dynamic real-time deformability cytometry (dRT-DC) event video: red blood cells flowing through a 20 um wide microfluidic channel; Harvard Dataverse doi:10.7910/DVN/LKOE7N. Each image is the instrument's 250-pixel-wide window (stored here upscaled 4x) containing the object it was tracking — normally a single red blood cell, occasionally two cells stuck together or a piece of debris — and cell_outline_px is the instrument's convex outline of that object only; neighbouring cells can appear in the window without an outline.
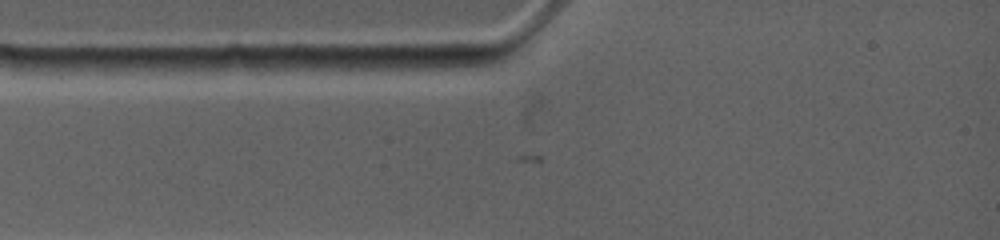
{"species": "common noctule bat (a hibernating species)", "species_latin": "Nyctalus noctula", "temperature_condition": "warm", "stored_images_in_passage": 12, "camera_frame_rate_fps": 4500, "um_per_image_px": 0.085, "animal": {"sex": "female", "body_mass_g": 19.0, "forearm_length_mm": 53.3}, "frame": {"image": 1, "passage_image": 10, "time_ms": 2.0, "image_size_px": [1000, 240], "cell_outline_px": [[480, 64], [444, 72], [308, 68], [312, 56], [472, 56], [480, 60]], "centroid_in_image_um": [33.53, 5.35], "position_along_channel_um": 51.5, "area_um2": 16.59}}